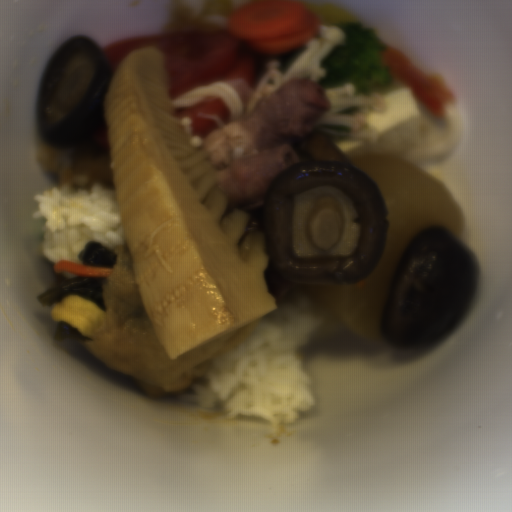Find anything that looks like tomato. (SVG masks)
<instances>
[{
    "instance_id": "512abeb7",
    "label": "tomato",
    "mask_w": 512,
    "mask_h": 512,
    "mask_svg": "<svg viewBox=\"0 0 512 512\" xmlns=\"http://www.w3.org/2000/svg\"><path fill=\"white\" fill-rule=\"evenodd\" d=\"M157 46L163 55L170 100L218 81L243 83L257 89L260 68L241 42L220 31H198L119 38L100 47L113 74L131 52Z\"/></svg>"
},
{
    "instance_id": "da07e99c",
    "label": "tomato",
    "mask_w": 512,
    "mask_h": 512,
    "mask_svg": "<svg viewBox=\"0 0 512 512\" xmlns=\"http://www.w3.org/2000/svg\"><path fill=\"white\" fill-rule=\"evenodd\" d=\"M177 119H190L191 129L197 136L209 139L216 127L228 123L231 116L226 104L210 98L204 103L174 108Z\"/></svg>"
}]
</instances>
